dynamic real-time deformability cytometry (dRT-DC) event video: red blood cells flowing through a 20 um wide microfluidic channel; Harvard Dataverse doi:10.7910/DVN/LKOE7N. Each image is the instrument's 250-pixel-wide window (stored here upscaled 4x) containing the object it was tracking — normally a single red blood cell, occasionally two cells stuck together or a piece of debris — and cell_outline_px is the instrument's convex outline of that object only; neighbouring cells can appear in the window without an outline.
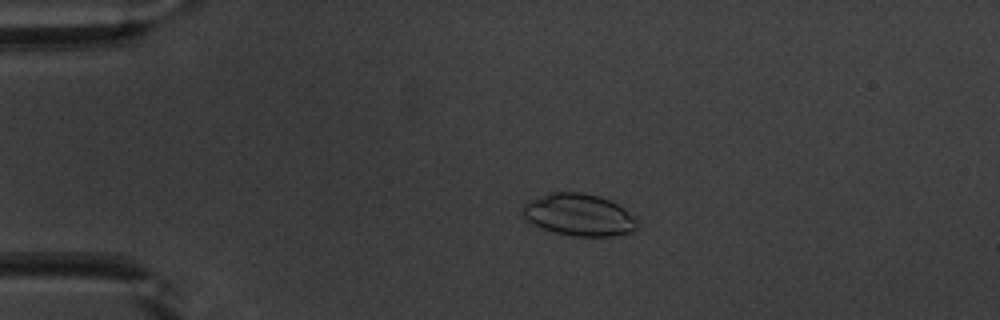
{"species": "common noctule bat (a hibernating species)", "species_latin": "Nyctalus noctula", "temperature_condition": "warm", "stored_images_in_passage": 46, "camera_frame_rate_fps": 3000, "um_per_image_px": 0.085, "animal": {"sex": "male", "body_mass_g": 20.1, "forearm_length_mm": 53.5}, "frame": {"image": 1, "passage_image": 6, "time_ms": 1.667, "image_size_px": [1000, 320], "cell_outline_px": [[636, 228], [632, 232], [612, 236], [572, 236], [556, 232], [532, 224], [524, 216], [524, 204], [528, 200], [548, 192], [584, 192], [600, 196], [624, 208], [636, 220]], "centroid_in_image_um": [49.19, 18.25], "position_along_channel_um": 35.8, "area_um2": 27.86}}
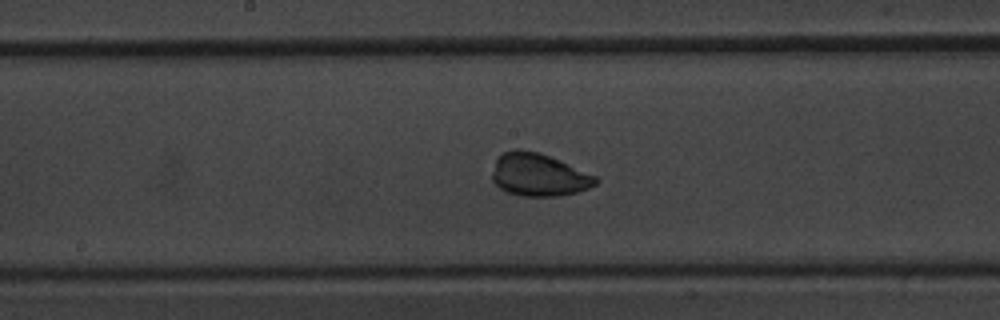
{"frame": {"image": 2, "passage_image": 22, "time_ms": 7.0, "image_size_px": [1000, 320], "cell_outline_px": [[600, 180], [596, 184], [588, 188], [576, 192], [560, 196], [520, 196], [508, 192], [500, 188], [492, 180], [492, 172], [496, 160], [504, 152], [516, 148], [520, 148], [540, 152], [596, 176]], "centroid_in_image_um": [45.78, 14.86], "position_along_channel_um": 202.4, "area_um2": 25.72}}
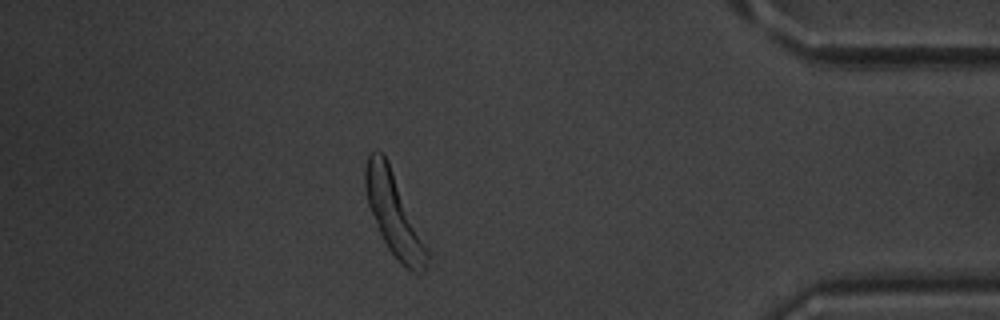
{"frame": {"image": 3, "passage_image": 40, "time_ms": 13.0, "image_size_px": [1000, 320], "cell_outline_px": [[428, 260], [424, 272], [412, 272], [388, 248], [380, 232], [368, 204], [364, 188], [364, 168], [368, 156], [376, 148], [388, 160], [428, 248]], "centroid_in_image_um": [33.47, 18.15], "position_along_channel_um": 401.7, "area_um2": 29.02}, "authors_computed_cell_mechanics": {"area_um2": 27.0215, "velocity_mm_per_s": 3.9356, "shape_relaxation_time_tau1_ms": 1.7282, "shape_relaxation_time_tau2_ms": 2.2652, "deformation_change_tau1": 0.0528, "deformation_change_tau2": 0.0881}}